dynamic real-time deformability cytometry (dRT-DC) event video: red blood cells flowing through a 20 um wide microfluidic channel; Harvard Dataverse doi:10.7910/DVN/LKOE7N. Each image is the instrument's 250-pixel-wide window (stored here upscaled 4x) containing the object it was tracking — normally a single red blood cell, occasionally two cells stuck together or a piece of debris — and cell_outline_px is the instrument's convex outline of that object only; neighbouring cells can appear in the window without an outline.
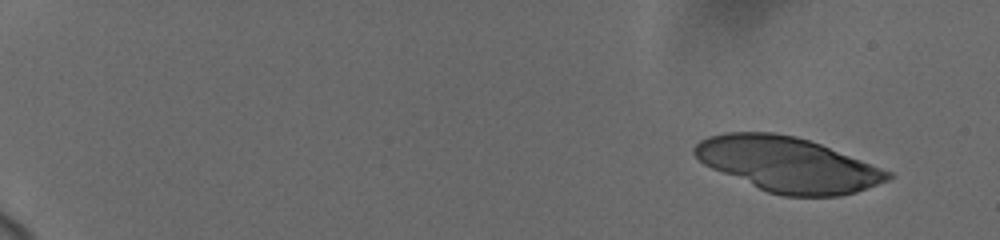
{"species": "human", "species_latin": "Homo sapiens", "temperature_condition": "cold", "stored_images_in_passage": 5, "camera_frame_rate_fps": 3000, "um_per_image_px": 0.085, "donor": {"sex": "female"}, "frame": {"image": 1, "passage_image": 1, "time_ms": 0.0, "image_size_px": [1000, 240], "cell_outline_px": [[892, 176], [888, 180], [856, 192], [840, 196], [784, 196], [768, 192], [712, 168], [704, 164], [692, 152], [692, 148], [700, 140], [708, 136], [724, 132], [772, 132], [796, 136], [820, 144], [892, 172]], "centroid_in_image_um": [66.94, 13.97], "position_along_channel_um": 18.1, "area_um2": 61.15}}